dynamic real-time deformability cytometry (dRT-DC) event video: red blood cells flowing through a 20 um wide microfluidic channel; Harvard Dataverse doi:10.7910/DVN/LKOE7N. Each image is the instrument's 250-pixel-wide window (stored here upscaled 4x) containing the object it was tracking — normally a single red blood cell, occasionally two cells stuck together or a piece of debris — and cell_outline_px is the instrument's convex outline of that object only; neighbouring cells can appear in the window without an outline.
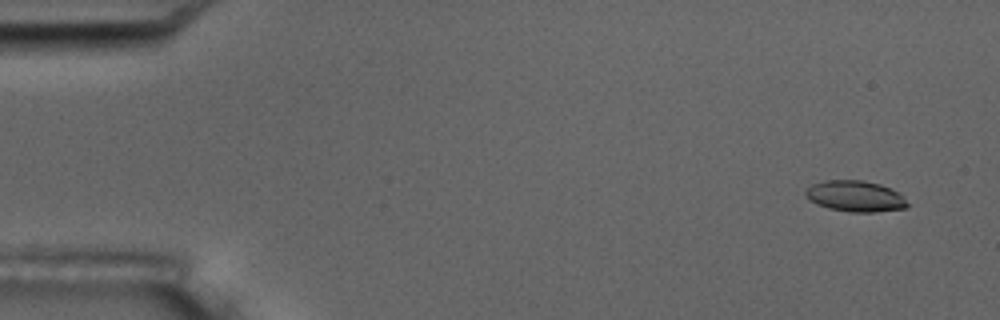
{"species": "common noctule bat (a hibernating species)", "species_latin": "Nyctalus noctula", "temperature_condition": "room temperature", "stored_images_in_passage": 5, "camera_frame_rate_fps": 3000, "um_per_image_px": 0.085, "animal": {"sex": "male", "body_mass_g": 17.5, "forearm_length_mm": 52.3}, "frame": {"image": 1, "passage_image": 1, "time_ms": 0.0, "image_size_px": [1000, 320], "cell_outline_px": [[912, 204], [904, 208], [876, 212], [848, 212], [828, 208], [816, 204], [808, 200], [804, 192], [812, 184], [828, 180], [864, 180], [880, 184], [892, 188]], "centroid_in_image_um": [72.71, 16.68], "position_along_channel_um": 12.3, "area_um2": 18.61}}
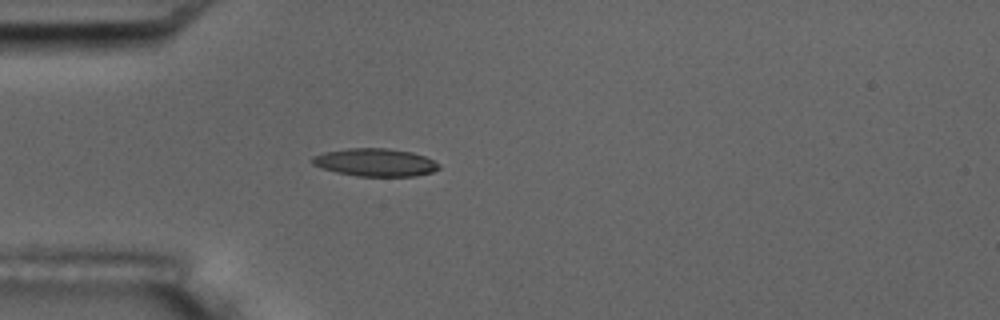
{"frame": {"image": 2, "passage_image": 5, "time_ms": 4.333, "image_size_px": [1000, 320], "cell_outline_px": [[440, 168], [432, 172], [416, 176], [356, 176], [336, 172], [312, 164], [312, 156], [324, 152], [348, 148], [388, 148], [412, 152], [424, 156], [440, 164]], "centroid_in_image_um": [31.91, 13.8], "position_along_channel_um": 53.1, "area_um2": 20.52}}